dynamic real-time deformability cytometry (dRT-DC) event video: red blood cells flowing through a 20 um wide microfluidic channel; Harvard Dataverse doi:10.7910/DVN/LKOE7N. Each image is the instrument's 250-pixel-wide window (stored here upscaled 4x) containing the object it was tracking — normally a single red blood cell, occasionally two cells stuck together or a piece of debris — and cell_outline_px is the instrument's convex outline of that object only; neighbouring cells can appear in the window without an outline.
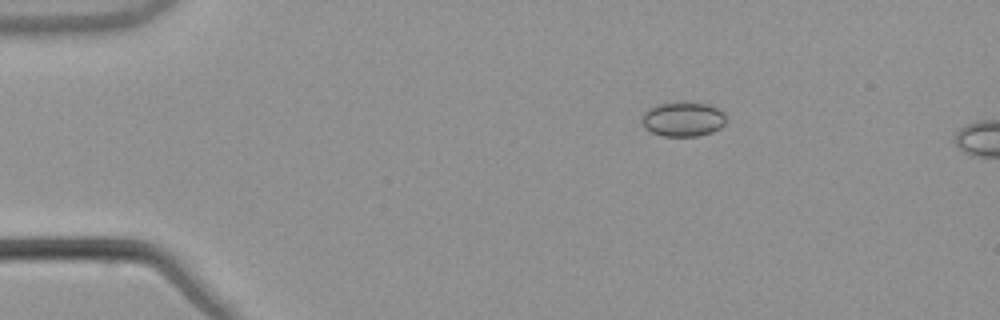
{"species": "common noctule bat (a hibernating species)", "species_latin": "Nyctalus noctula", "temperature_condition": "warm", "stored_images_in_passage": 5, "camera_frame_rate_fps": 3000, "um_per_image_px": 0.085, "animal": {"sex": "male", "body_mass_g": 21.5, "forearm_length_mm": 52.0}, "frame": {"image": 1, "passage_image": 1, "time_ms": 0.0, "image_size_px": [1000, 320], "cell_outline_px": [[724, 124], [720, 128], [712, 132], [696, 136], [664, 136], [652, 132], [644, 124], [644, 112], [648, 108], [656, 104], [708, 104], [724, 112]], "centroid_in_image_um": [58.08, 10.15], "position_along_channel_um": 26.9, "area_um2": 16.24}}